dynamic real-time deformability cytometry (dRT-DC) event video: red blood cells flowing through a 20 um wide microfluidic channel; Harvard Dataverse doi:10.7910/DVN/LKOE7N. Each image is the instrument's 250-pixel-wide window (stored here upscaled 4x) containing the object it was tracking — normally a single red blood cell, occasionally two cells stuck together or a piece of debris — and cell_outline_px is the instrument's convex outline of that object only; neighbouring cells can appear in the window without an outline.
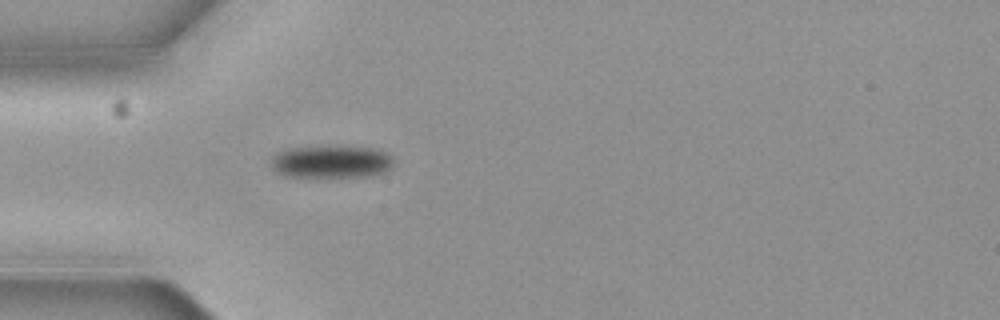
{"species": "common noctule bat (a hibernating species)", "species_latin": "Nyctalus noctula", "temperature_condition": "cold", "stored_images_in_passage": 1, "camera_frame_rate_fps": 3000, "um_per_image_px": 0.085, "animal": {"sex": "female", "body_mass_g": 19.3, "forearm_length_mm": 54.1}, "frame": {"image": 1, "passage_image": 1, "time_ms": 0.0, "image_size_px": [1000, 320], "cell_outline_px": [[392, 168], [384, 172], [368, 176], [284, 176], [276, 172], [272, 168], [272, 156], [276, 152], [288, 148], [372, 148], [384, 152], [392, 156]], "centroid_in_image_um": [28.13, 13.77], "position_along_channel_um": 56.9, "area_um2": 22.54}}